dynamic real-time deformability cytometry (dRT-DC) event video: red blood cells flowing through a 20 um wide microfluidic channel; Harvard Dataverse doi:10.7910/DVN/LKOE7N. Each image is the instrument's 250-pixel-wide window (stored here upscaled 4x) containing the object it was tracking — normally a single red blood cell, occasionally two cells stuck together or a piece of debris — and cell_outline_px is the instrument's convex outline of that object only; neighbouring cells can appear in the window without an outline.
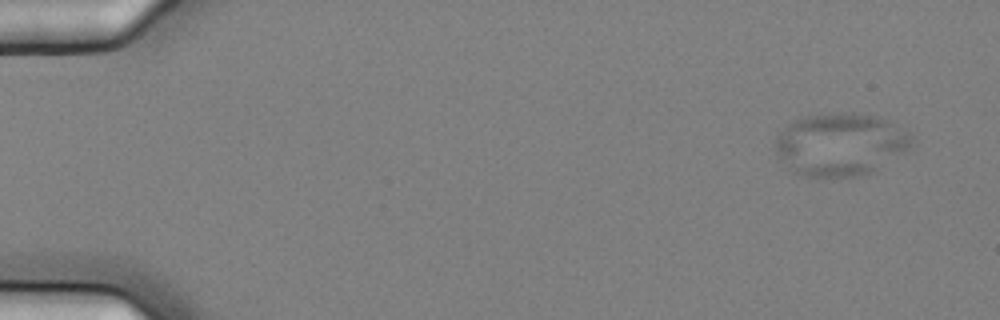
{"species": "common noctule bat (a hibernating species)", "species_latin": "Nyctalus noctula", "temperature_condition": "cold", "stored_images_in_passage": 6, "camera_frame_rate_fps": 3000, "um_per_image_px": 0.085, "animal": {"sex": "female", "body_mass_g": 25.1}, "frame": {"image": 1, "passage_image": 1, "time_ms": 0.0, "image_size_px": [1000, 320], "cell_outline_px": [[912, 144], [908, 148], [872, 172], [856, 176], [808, 176], [796, 172], [776, 156], [776, 136], [788, 124], [804, 116], [844, 112], [852, 112], [872, 116], [888, 120], [908, 132], [912, 136]], "centroid_in_image_um": [71.41, 12.25], "position_along_channel_um": 13.6, "area_um2": 49.01}}